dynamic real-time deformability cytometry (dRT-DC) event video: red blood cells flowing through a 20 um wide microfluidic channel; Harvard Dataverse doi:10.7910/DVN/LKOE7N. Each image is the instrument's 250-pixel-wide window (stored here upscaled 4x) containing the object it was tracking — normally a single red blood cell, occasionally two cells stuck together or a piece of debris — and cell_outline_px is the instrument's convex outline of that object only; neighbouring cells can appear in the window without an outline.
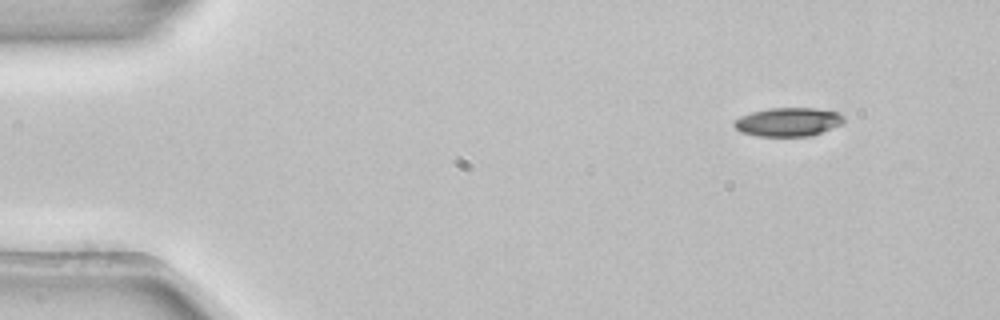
{"species": "common noctule bat (a hibernating species)", "species_latin": "Nyctalus noctula", "temperature_condition": "room temperature", "stored_images_in_passage": 49, "camera_frame_rate_fps": 3000, "um_per_image_px": 0.085, "animal": {"sex": "female", "body_mass_g": 22.7, "forearm_length_mm": 54.2}, "frame": {"image": 1, "passage_image": 1, "time_ms": 0.0, "image_size_px": [1000, 320], "cell_outline_px": [[844, 120], [840, 124], [820, 132], [808, 136], [760, 136], [740, 132], [732, 124], [732, 120], [740, 116], [752, 112], [768, 108], [816, 108], [840, 112], [844, 116]], "centroid_in_image_um": [66.95, 10.35], "position_along_channel_um": 18.0, "area_um2": 18.32}}
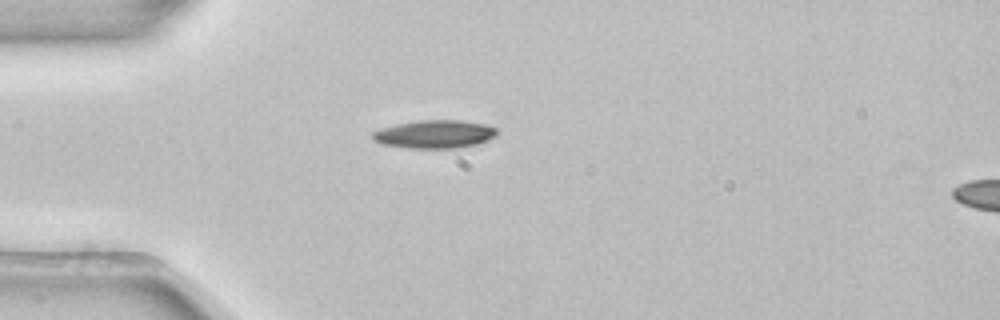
{"frame": {"image": 2, "passage_image": 10, "time_ms": 3.0, "image_size_px": [1000, 320], "cell_outline_px": [[496, 136], [488, 140], [476, 144], [456, 148], [408, 148], [384, 144], [372, 140], [372, 132], [380, 128], [396, 124], [420, 120], [460, 120], [484, 124], [496, 128]], "centroid_in_image_um": [36.92, 11.4], "position_along_channel_um": 48.1, "area_um2": 20.35}}
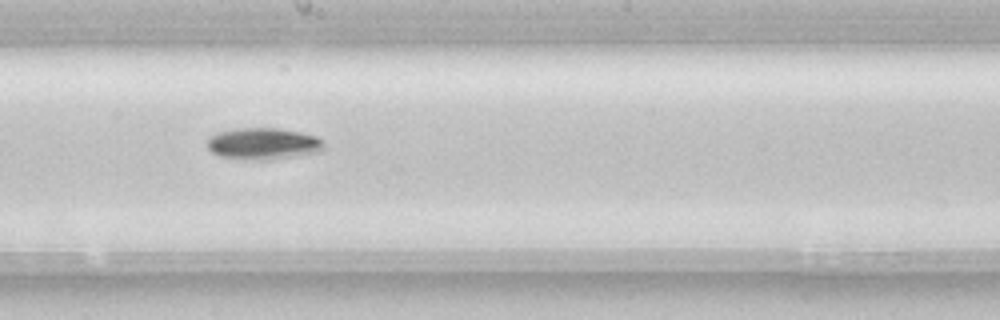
{"frame": {"image": 3, "passage_image": 25, "time_ms": 8.0, "image_size_px": [1000, 320], "cell_outline_px": [[324, 148], [320, 152], [272, 160], [244, 160], [220, 156], [212, 152], [208, 148], [208, 136], [220, 132], [236, 128], [276, 128], [300, 132], [316, 136], [324, 140]], "centroid_in_image_um": [22.39, 12.22], "position_along_channel_um": 225.8, "area_um2": 21.79}, "authors_computed_cell_mechanics": {"area_um2": 19.074, "velocity_mm_per_s": 3.8789, "shape_relaxation_time_tau1_ms": 2.3406, "shape_relaxation_time_tau2_ms": null, "deformation_change_tau1": 0.0997, "deformation_change_tau2": null}}